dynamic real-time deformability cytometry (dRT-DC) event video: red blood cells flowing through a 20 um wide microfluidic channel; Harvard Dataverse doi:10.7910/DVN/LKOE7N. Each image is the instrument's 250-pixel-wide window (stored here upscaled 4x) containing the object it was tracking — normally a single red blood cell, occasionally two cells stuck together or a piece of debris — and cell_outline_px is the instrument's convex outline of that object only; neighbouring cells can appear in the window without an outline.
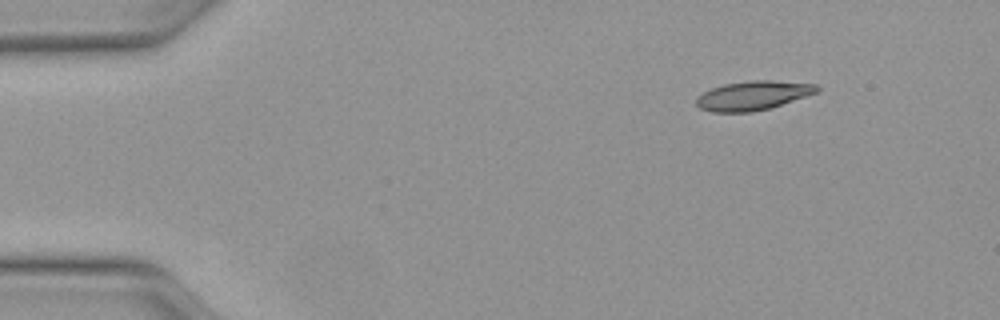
{"species": "Egyptian fruit bat (a non-hibernating species)", "species_latin": "Rousettus aegyptiacus", "temperature_condition": "warm", "stored_images_in_passage": 44, "camera_frame_rate_fps": 3000, "um_per_image_px": 0.085, "animal": {"sex": "female"}, "frame": {"image": 1, "passage_image": 1, "time_ms": 0.0, "image_size_px": [1000, 320], "cell_outline_px": [[820, 88], [816, 92], [768, 108], [752, 112], [712, 112], [700, 108], [696, 104], [696, 96], [712, 88], [724, 84], [748, 80], [772, 80], [816, 84]], "centroid_in_image_um": [63.95, 8.11], "position_along_channel_um": 21.1, "area_um2": 20.23}}
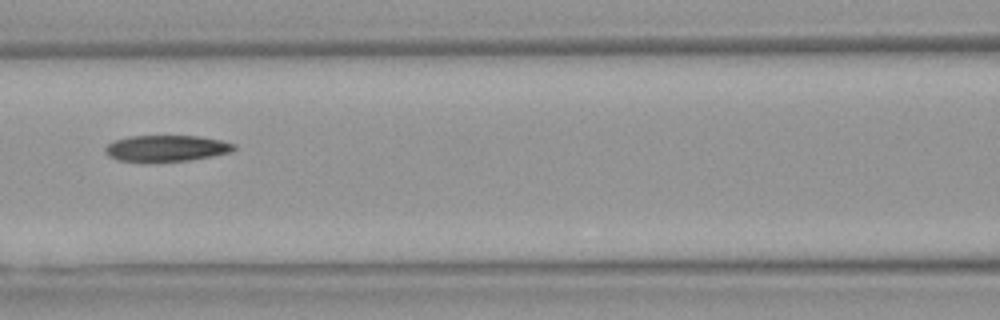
{"frame": {"image": 2, "passage_image": 17, "time_ms": 5.333, "image_size_px": [1000, 320], "cell_outline_px": [[236, 148], [232, 152], [192, 160], [148, 164], [116, 160], [108, 156], [104, 152], [104, 148], [112, 140], [128, 136], [200, 136], [220, 140], [236, 144]], "centroid_in_image_um": [14.08, 12.64], "position_along_channel_um": 152.5, "area_um2": 20.58}}
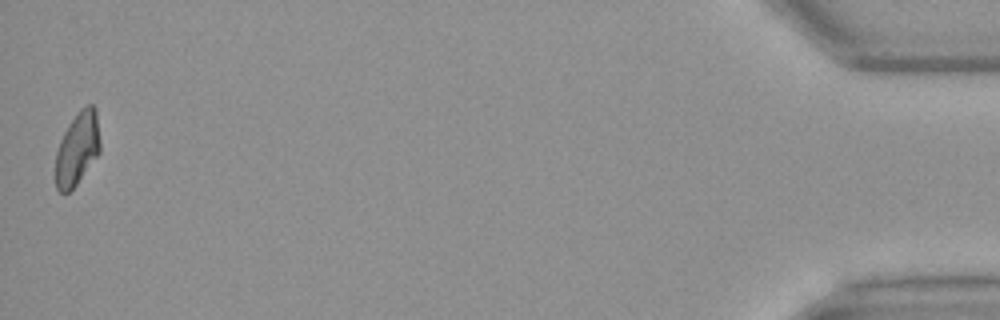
{"frame": {"image": 3, "passage_image": 44, "time_ms": 14.333, "image_size_px": [1000, 320], "cell_outline_px": [[100, 152], [76, 184], [68, 192], [60, 192], [56, 188], [56, 152], [60, 140], [68, 124], [80, 108], [88, 104], [92, 104], [96, 108], [100, 140]], "centroid_in_image_um": [6.58, 12.59], "position_along_channel_um": 428.6, "area_um2": 18.9}, "authors_computed_cell_mechanics": {"area_um2": 20.4323, "velocity_mm_per_s": 4.118, "shape_relaxation_time_tau1_ms": 6.3642, "shape_relaxation_time_tau2_ms": 6.7781, "deformation_change_tau1": 0.1952, "deformation_change_tau2": 0.1678}}